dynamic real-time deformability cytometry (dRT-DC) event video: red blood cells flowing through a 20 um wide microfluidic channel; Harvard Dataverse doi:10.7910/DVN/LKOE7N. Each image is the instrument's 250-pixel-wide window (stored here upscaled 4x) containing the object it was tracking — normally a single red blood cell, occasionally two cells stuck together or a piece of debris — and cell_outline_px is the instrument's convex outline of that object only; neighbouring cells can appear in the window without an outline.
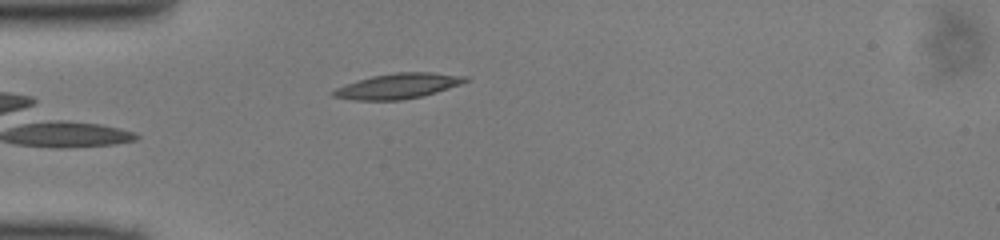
{"species": "common noctule bat (a hibernating species)", "species_latin": "Nyctalus noctula", "temperature_condition": "cold", "stored_images_in_passage": 36, "camera_frame_rate_fps": 3000, "um_per_image_px": 0.085, "animal": {"sex": "male", "body_mass_g": 13.0, "forearm_length_mm": 53.1}, "frame": {"image": 1, "passage_image": 1, "time_ms": 0.0, "image_size_px": [1000, 240], "cell_outline_px": [[468, 80], [460, 84], [424, 96], [404, 100], [352, 100], [332, 96], [328, 92], [344, 84], [372, 76], [396, 72], [432, 72], [468, 76]], "centroid_in_image_um": [33.79, 7.32], "position_along_channel_um": 51.2, "area_um2": 19.59}}
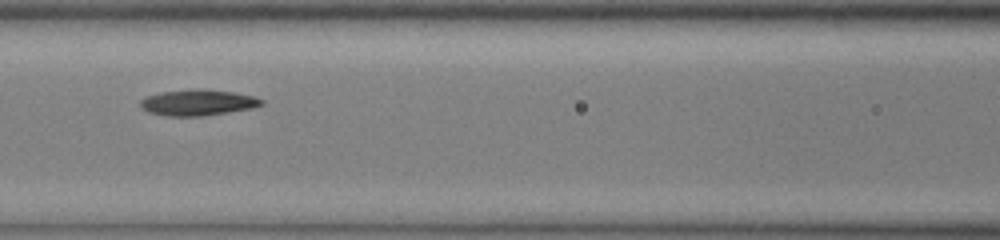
{"frame": {"image": 2, "passage_image": 9, "time_ms": 2.667, "image_size_px": [1000, 240], "cell_outline_px": [[264, 104], [252, 108], [228, 112], [200, 116], [168, 116], [148, 112], [140, 108], [140, 100], [144, 96], [160, 92], [200, 88], [232, 92], [252, 96], [264, 100]], "centroid_in_image_um": [16.77, 8.71], "position_along_channel_um": 149.8, "area_um2": 18.38}}
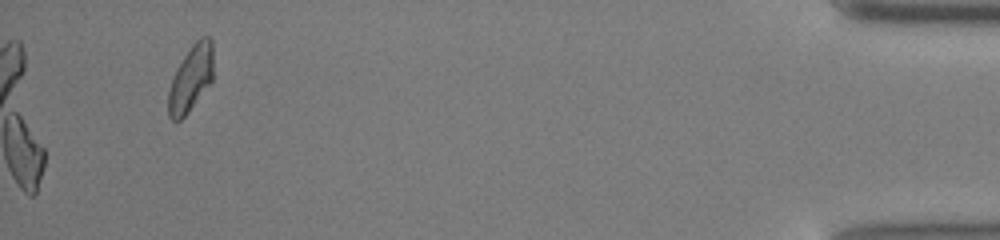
{"frame": {"image": 3, "passage_image": 34, "time_ms": 11.0, "image_size_px": [1000, 240], "cell_outline_px": [[212, 80], [188, 112], [180, 120], [172, 120], [168, 116], [168, 92], [176, 68], [192, 44], [200, 36], [208, 36], [212, 40]], "centroid_in_image_um": [16.21, 6.65], "position_along_channel_um": 419.0, "area_um2": 17.11}}